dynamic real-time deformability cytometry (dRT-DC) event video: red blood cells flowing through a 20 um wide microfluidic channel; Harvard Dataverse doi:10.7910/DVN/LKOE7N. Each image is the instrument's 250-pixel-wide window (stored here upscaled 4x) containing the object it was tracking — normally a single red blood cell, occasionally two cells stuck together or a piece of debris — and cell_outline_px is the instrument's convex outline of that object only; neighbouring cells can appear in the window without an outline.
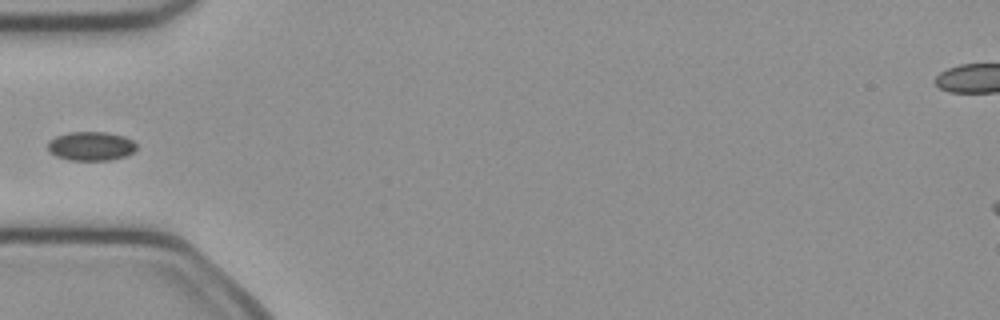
{"species": "common noctule bat (a hibernating species)", "species_latin": "Nyctalus noctula", "temperature_condition": "cold", "stored_images_in_passage": 10, "camera_frame_rate_fps": 3000, "um_per_image_px": 0.085, "animal": {"sex": "female", "body_mass_g": 21.9}, "frame": {"image": 1, "passage_image": 1, "time_ms": 0.0, "image_size_px": [1000, 320], "cell_outline_px": [[136, 148], [132, 152], [124, 156], [108, 160], [68, 160], [56, 156], [48, 152], [48, 140], [56, 136], [68, 132], [104, 132], [124, 136], [132, 140], [136, 144]], "centroid_in_image_um": [7.68, 12.41], "position_along_channel_um": 77.3, "area_um2": 14.97}}